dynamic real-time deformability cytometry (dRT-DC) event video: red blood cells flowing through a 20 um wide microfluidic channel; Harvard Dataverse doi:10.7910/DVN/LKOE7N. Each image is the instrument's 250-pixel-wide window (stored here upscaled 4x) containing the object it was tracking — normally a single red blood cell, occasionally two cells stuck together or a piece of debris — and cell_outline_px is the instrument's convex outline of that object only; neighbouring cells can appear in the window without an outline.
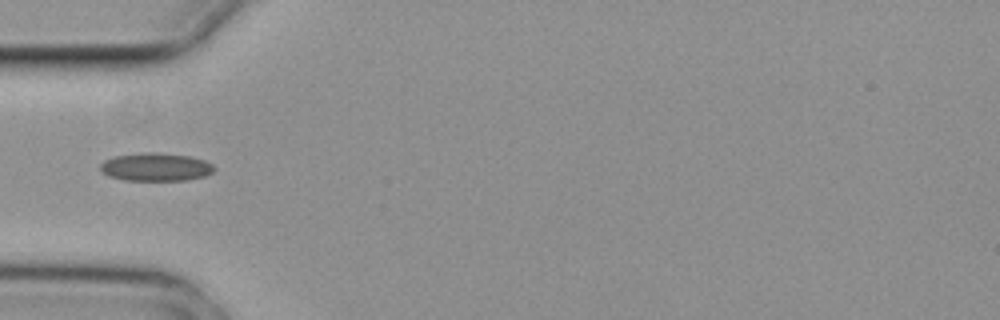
{"species": "common noctule bat (a hibernating species)", "species_latin": "Nyctalus noctula", "temperature_condition": "cold", "stored_images_in_passage": 5, "camera_frame_rate_fps": 3000, "um_per_image_px": 0.085, "animal": {"sex": "female", "body_mass_g": 29.2, "forearm_length_mm": 56.3}, "frame": {"image": 1, "passage_image": 2, "time_ms": 0.333, "image_size_px": [1000, 320], "cell_outline_px": [[216, 168], [212, 172], [204, 176], [188, 180], [124, 180], [108, 176], [100, 172], [100, 164], [104, 160], [112, 156], [140, 152], [156, 152], [188, 156], [204, 160], [212, 164]], "centroid_in_image_um": [13.19, 14.19], "position_along_channel_um": 71.8, "area_um2": 18.84}}
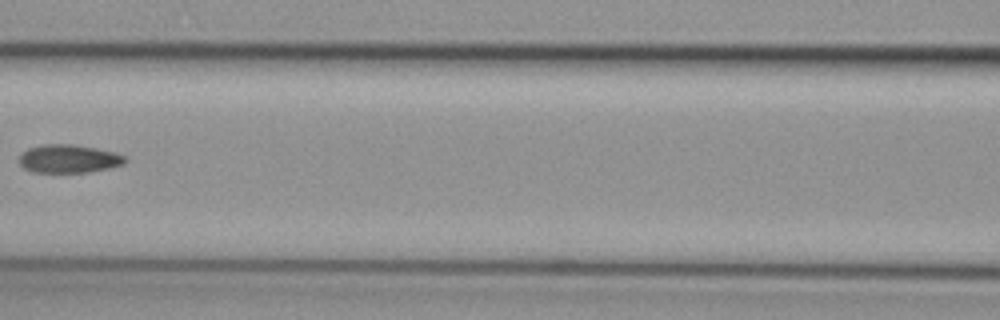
{"frame": {"image": 2, "passage_image": 4, "time_ms": 1.0, "image_size_px": [1000, 320], "cell_outline_px": [[128, 160], [124, 164], [112, 168], [88, 172], [32, 172], [24, 168], [16, 160], [28, 148], [44, 144], [72, 144], [96, 148], [116, 152], [124, 156]], "centroid_in_image_um": [5.86, 13.49], "position_along_channel_um": 160.7, "area_um2": 17.63}}
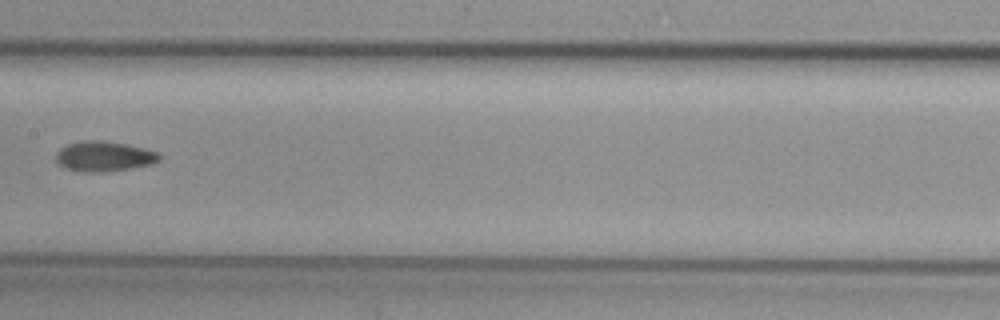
{"frame": {"image": 3, "passage_image": 5, "time_ms": 1.333, "image_size_px": [1000, 320], "cell_outline_px": [[160, 160], [152, 164], [132, 168], [108, 172], [80, 172], [56, 164], [56, 152], [60, 148], [68, 144], [84, 140], [100, 140], [124, 144], [144, 148], [160, 152]], "centroid_in_image_um": [8.84, 13.3], "position_along_channel_um": 198.6, "area_um2": 18.32}}